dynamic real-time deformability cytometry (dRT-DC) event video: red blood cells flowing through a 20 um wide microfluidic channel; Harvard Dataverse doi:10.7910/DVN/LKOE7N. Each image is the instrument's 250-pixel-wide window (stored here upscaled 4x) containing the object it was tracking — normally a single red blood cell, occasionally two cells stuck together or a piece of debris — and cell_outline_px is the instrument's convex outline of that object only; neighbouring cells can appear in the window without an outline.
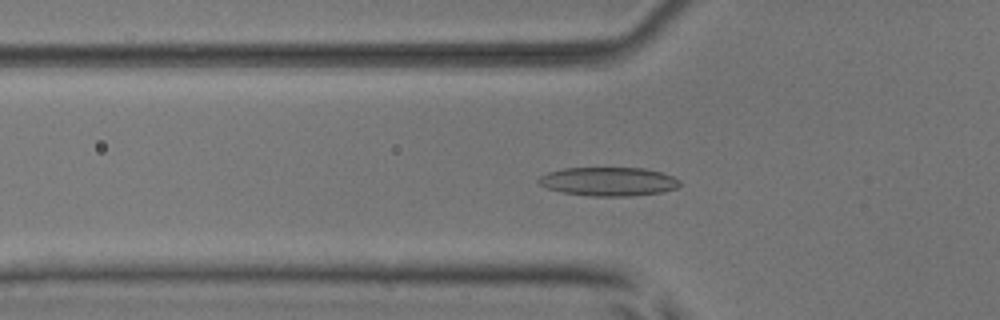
{"species": "common noctule bat (a hibernating species)", "species_latin": "Nyctalus noctula", "temperature_condition": "room temperature", "stored_images_in_passage": 55, "camera_frame_rate_fps": 3000, "um_per_image_px": 0.085, "animal": {"sex": "male", "body_mass_g": 17.9, "forearm_length_mm": 54.2}, "frame": {"image": 1, "passage_image": 19, "time_ms": 6.0, "image_size_px": [1000, 320], "cell_outline_px": [[680, 184], [676, 188], [660, 192], [632, 196], [592, 196], [564, 192], [548, 188], [540, 184], [536, 180], [540, 176], [548, 172], [564, 168], [644, 168], [660, 172], [672, 176], [680, 180]], "centroid_in_image_um": [51.72, 15.42], "position_along_channel_um": 74.1, "area_um2": 23.47}}
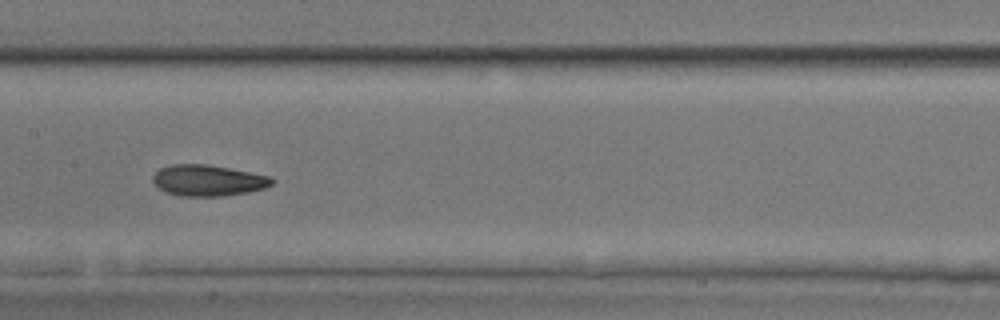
{"frame": {"image": 2, "passage_image": 28, "time_ms": 9.0, "image_size_px": [1000, 320], "cell_outline_px": [[276, 180], [272, 184], [264, 188], [248, 192], [224, 196], [180, 196], [164, 192], [152, 180], [152, 176], [160, 168], [168, 164], [208, 164], [272, 176]], "centroid_in_image_um": [17.69, 15.33], "position_along_channel_um": 189.7, "area_um2": 21.79}}
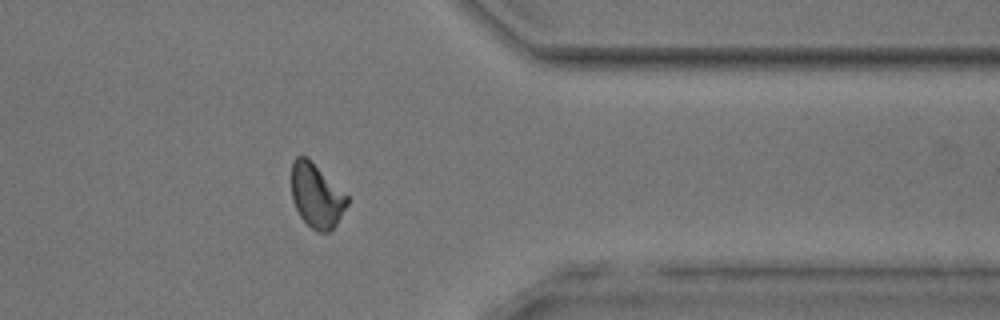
{"frame": {"image": 3, "passage_image": 44, "time_ms": 14.333, "image_size_px": [1000, 320], "cell_outline_px": [[348, 204], [336, 224], [328, 232], [316, 232], [300, 216], [292, 200], [292, 160], [296, 156], [308, 156], [348, 196]], "centroid_in_image_um": [26.89, 16.6], "position_along_channel_um": 384.5, "area_um2": 20.81}, "authors_computed_cell_mechanics": {"area_um2": 21.5594, "velocity_mm_per_s": 3.8593, "shape_relaxation_time_tau1_ms": 3.9426, "shape_relaxation_time_tau2_ms": 2.2326, "deformation_change_tau1": 0.1258, "deformation_change_tau2": 0.0861}}